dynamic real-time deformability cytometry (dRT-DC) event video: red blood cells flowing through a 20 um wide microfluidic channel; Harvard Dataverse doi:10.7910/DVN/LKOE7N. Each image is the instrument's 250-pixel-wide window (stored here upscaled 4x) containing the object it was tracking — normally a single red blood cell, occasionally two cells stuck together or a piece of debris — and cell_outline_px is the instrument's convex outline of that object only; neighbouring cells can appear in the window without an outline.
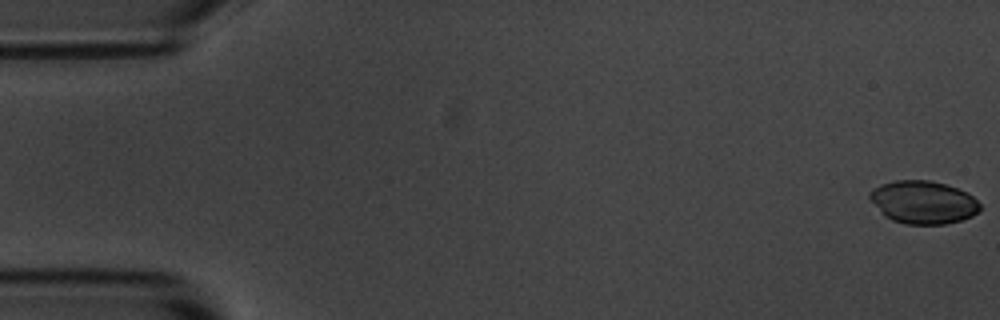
{"species": "common noctule bat (a hibernating species)", "species_latin": "Nyctalus noctula", "temperature_condition": "room temperature", "stored_images_in_passage": 9, "camera_frame_rate_fps": 3000, "um_per_image_px": 0.085, "animal": {"sex": "male", "body_mass_g": 20.1, "forearm_length_mm": 53.5}, "frame": {"image": 1, "passage_image": 1, "time_ms": 0.0, "image_size_px": [1000, 320], "cell_outline_px": [[980, 208], [972, 216], [960, 220], [944, 224], [904, 224], [892, 220], [884, 216], [868, 196], [868, 192], [872, 188], [880, 184], [896, 180], [928, 180], [944, 184], [968, 192], [980, 204]], "centroid_in_image_um": [78.44, 17.18], "position_along_channel_um": 6.6, "area_um2": 27.51}}